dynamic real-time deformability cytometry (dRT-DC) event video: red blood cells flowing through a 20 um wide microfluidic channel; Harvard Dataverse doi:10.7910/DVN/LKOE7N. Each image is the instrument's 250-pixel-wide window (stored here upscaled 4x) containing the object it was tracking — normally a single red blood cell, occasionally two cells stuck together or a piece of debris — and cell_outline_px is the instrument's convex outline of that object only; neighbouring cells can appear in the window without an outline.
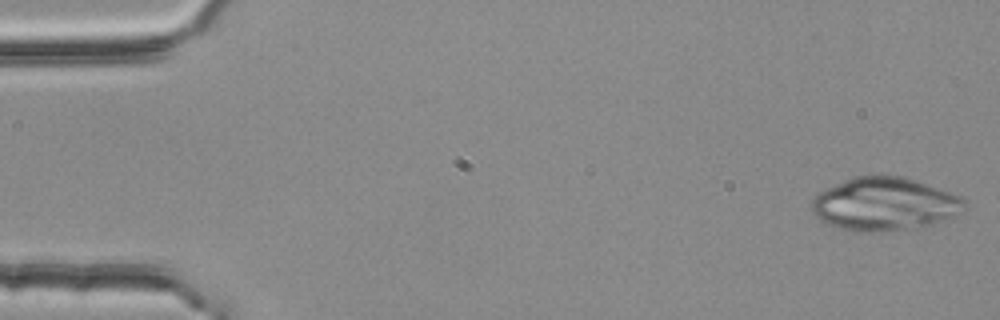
{"species": "common noctule bat (a hibernating species)", "species_latin": "Nyctalus noctula", "temperature_condition": "room temperature", "stored_images_in_passage": 4, "camera_frame_rate_fps": 3000, "um_per_image_px": 0.085, "animal": {"sex": "female", "body_mass_g": 25.1}, "frame": {"image": 1, "passage_image": 1, "time_ms": 0.0, "image_size_px": [1000, 320], "cell_outline_px": [[968, 204], [956, 216], [928, 224], [884, 232], [856, 232], [824, 224], [812, 212], [812, 200], [820, 192], [852, 176], [904, 176], [964, 196]], "centroid_in_image_um": [75.2, 17.34], "position_along_channel_um": 9.8, "area_um2": 47.34}}